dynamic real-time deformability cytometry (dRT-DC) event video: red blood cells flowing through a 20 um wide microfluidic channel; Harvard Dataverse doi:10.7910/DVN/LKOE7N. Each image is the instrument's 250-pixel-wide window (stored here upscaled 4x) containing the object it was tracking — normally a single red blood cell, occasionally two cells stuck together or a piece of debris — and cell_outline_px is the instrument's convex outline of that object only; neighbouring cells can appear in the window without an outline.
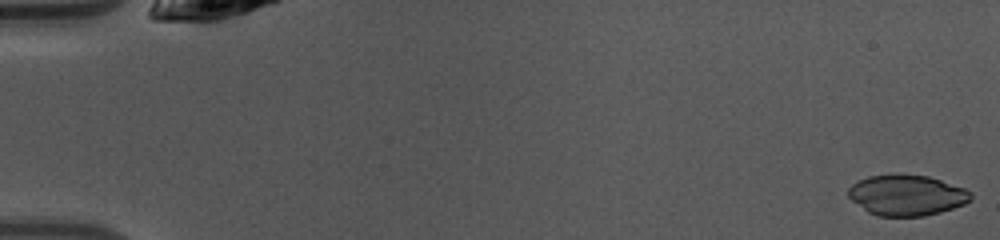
{"species": "common noctule bat (a hibernating species)", "species_latin": "Nyctalus noctula", "temperature_condition": "warm", "stored_images_in_passage": 49, "camera_frame_rate_fps": 3000, "um_per_image_px": 0.085, "animal": {"sex": "female", "body_mass_g": 10.0, "forearm_length_mm": 53.1}, "frame": {"image": 1, "passage_image": 1, "time_ms": 0.0, "image_size_px": [1000, 240], "cell_outline_px": [[972, 200], [964, 204], [940, 212], [924, 216], [880, 216], [868, 212], [852, 200], [848, 196], [848, 188], [856, 180], [868, 176], [896, 172], [900, 172], [928, 176], [964, 188], [972, 192]], "centroid_in_image_um": [77.05, 16.56], "position_along_channel_um": 8.0, "area_um2": 29.48}}